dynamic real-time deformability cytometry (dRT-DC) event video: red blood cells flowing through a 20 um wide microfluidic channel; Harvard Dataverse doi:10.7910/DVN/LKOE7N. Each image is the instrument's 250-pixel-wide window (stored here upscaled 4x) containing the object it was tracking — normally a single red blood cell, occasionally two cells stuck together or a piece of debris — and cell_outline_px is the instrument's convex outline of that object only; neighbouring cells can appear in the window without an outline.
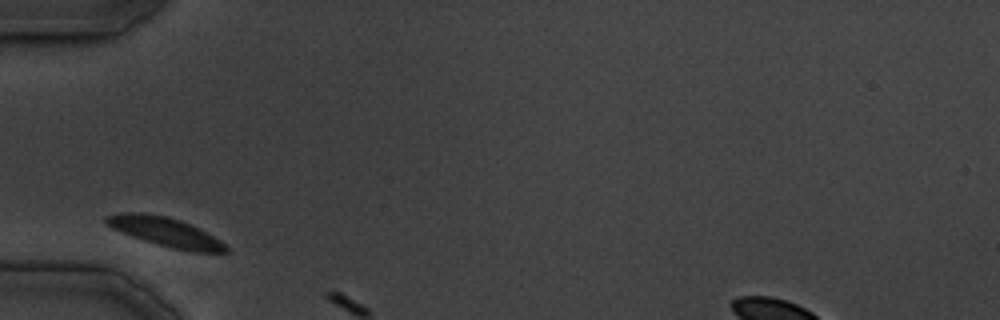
{"species": "common noctule bat (a hibernating species)", "species_latin": "Nyctalus noctula", "temperature_condition": "cold", "stored_images_in_passage": 2, "camera_frame_rate_fps": 3000, "um_per_image_px": 0.085, "animal": {"sex": "male", "body_mass_g": 19.5, "forearm_length_mm": 54.6}, "frame": {"image": 1, "passage_image": 1, "time_ms": 0.0, "image_size_px": [1000, 320], "cell_outline_px": [[228, 252], [192, 252], [172, 248], [144, 240], [112, 228], [104, 224], [104, 216], [124, 212], [144, 212], [168, 216], [180, 220], [200, 228], [220, 240], [228, 248]], "centroid_in_image_um": [14.05, 19.69], "position_along_channel_um": 71.0, "area_um2": 20.35}}